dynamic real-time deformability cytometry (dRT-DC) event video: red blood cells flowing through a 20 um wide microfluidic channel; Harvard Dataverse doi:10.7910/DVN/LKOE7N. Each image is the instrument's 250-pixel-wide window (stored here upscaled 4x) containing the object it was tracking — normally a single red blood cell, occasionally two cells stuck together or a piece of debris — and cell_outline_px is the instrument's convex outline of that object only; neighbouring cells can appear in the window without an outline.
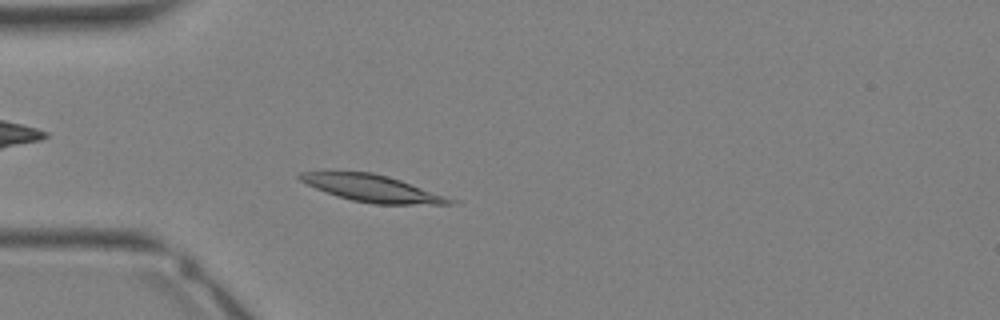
{"species": "Egyptian fruit bat (a non-hibernating species)", "species_latin": "Rousettus aegyptiacus", "temperature_condition": "warm", "stored_images_in_passage": 17, "camera_frame_rate_fps": 3000, "um_per_image_px": 0.085, "animal": {"sex": "female"}, "frame": {"image": 1, "passage_image": 7, "time_ms": 2.0, "image_size_px": [1000, 320], "cell_outline_px": [[460, 200], [452, 204], [372, 204], [352, 200], [336, 196], [316, 188], [300, 180], [296, 176], [300, 172], [372, 172], [388, 176]], "centroid_in_image_um": [31.7, 16.02], "position_along_channel_um": 53.3, "area_um2": 23.41}}
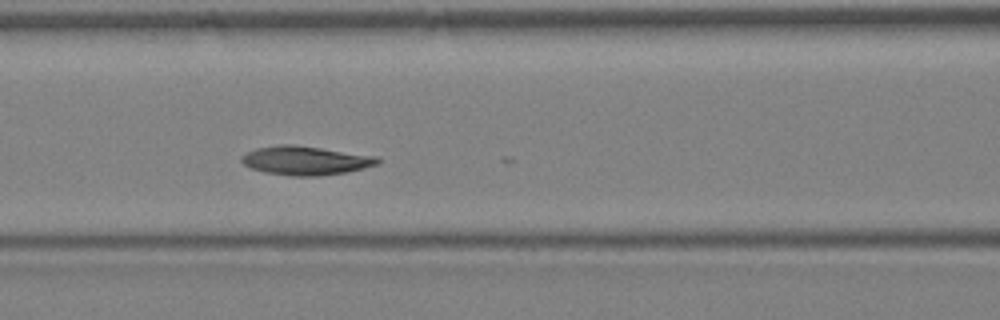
{"frame": {"image": 2, "passage_image": 12, "time_ms": 3.667, "image_size_px": [1000, 320], "cell_outline_px": [[380, 164], [348, 172], [320, 176], [292, 176], [264, 172], [252, 168], [244, 164], [240, 160], [240, 156], [256, 148], [280, 144], [292, 144], [380, 156]], "centroid_in_image_um": [26.01, 13.64], "position_along_channel_um": 140.6, "area_um2": 23.12}}
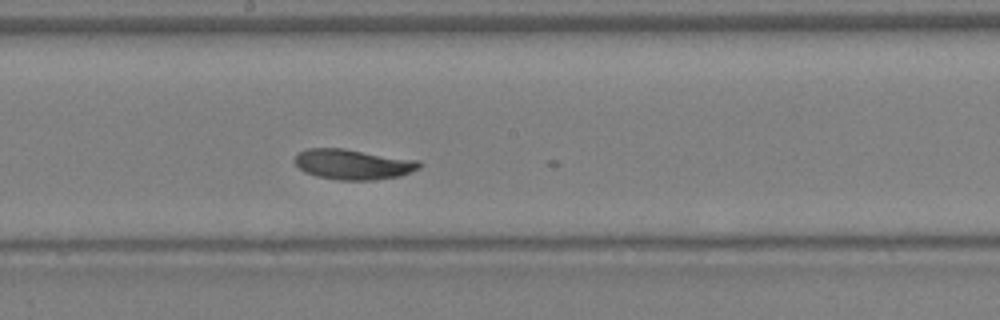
{"frame": {"image": 3, "passage_image": 16, "time_ms": 5.0, "image_size_px": [1000, 320], "cell_outline_px": [[420, 168], [400, 176], [372, 180], [340, 180], [316, 176], [304, 172], [292, 160], [300, 152], [308, 148], [344, 148], [420, 160]], "centroid_in_image_um": [30.01, 13.96], "position_along_channel_um": 218.2, "area_um2": 22.08}}